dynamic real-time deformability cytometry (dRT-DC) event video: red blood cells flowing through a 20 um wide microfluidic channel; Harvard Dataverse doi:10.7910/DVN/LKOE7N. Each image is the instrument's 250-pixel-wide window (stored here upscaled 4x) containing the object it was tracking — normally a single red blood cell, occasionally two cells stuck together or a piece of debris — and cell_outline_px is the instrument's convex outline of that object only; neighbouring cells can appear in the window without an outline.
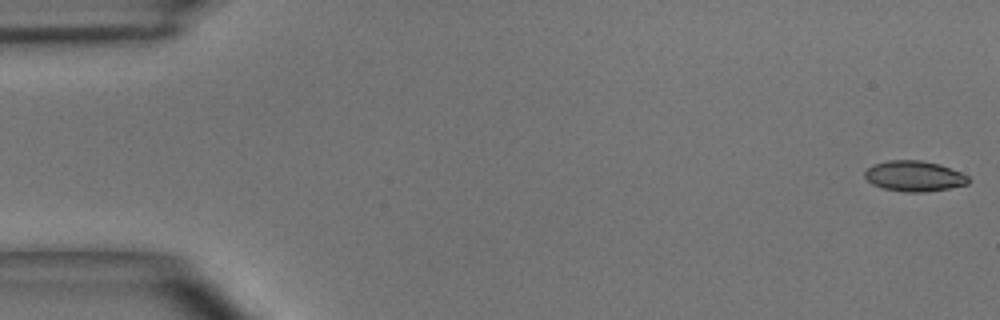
{"species": "common noctule bat (a hibernating species)", "species_latin": "Nyctalus noctula", "temperature_condition": "room temperature", "stored_images_in_passage": 49, "camera_frame_rate_fps": 3000, "um_per_image_px": 0.085, "animal": {"sex": "male", "body_mass_g": 15.6}, "frame": {"image": 1, "passage_image": 1, "time_ms": 0.0, "image_size_px": [1000, 320], "cell_outline_px": [[968, 184], [948, 188], [924, 192], [904, 192], [884, 188], [872, 184], [864, 176], [864, 172], [872, 164], [888, 160], [920, 160], [940, 164], [960, 172], [968, 176]], "centroid_in_image_um": [77.68, 14.96], "position_along_channel_um": 7.3, "area_um2": 18.38}}
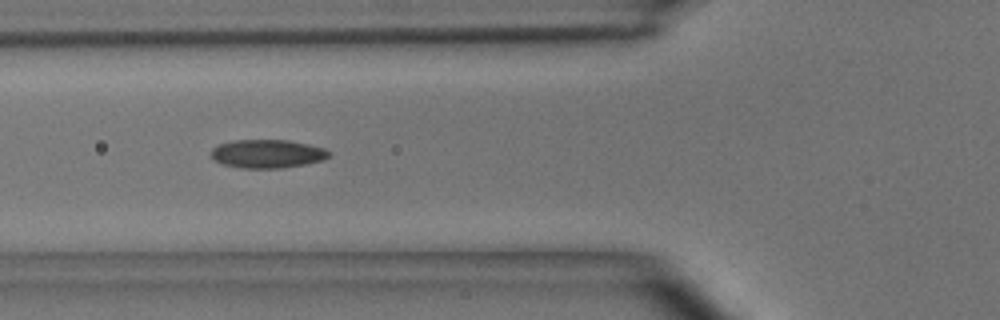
{"frame": {"image": 2, "passage_image": 18, "time_ms": 5.667, "image_size_px": [1000, 320], "cell_outline_px": [[332, 156], [320, 160], [304, 164], [280, 168], [244, 168], [224, 164], [208, 156], [212, 148], [220, 144], [232, 140], [288, 140], [308, 144], [324, 148], [332, 152]], "centroid_in_image_um": [22.72, 13.06], "position_along_channel_um": 103.1, "area_um2": 19.54}}
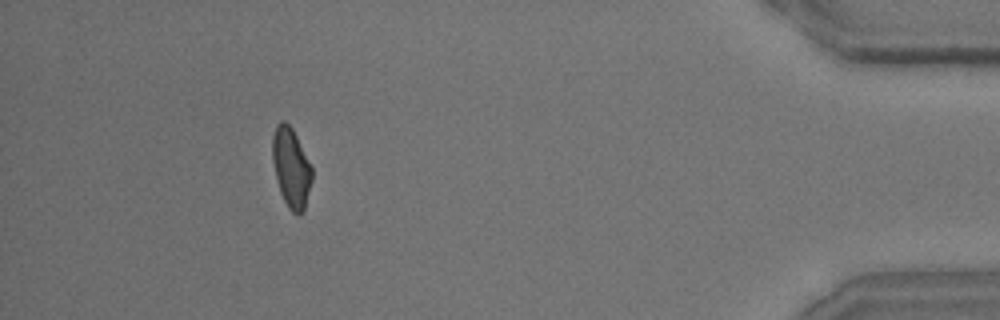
{"frame": {"image": 3, "passage_image": 45, "time_ms": 14.667, "image_size_px": [1000, 320], "cell_outline_px": [[312, 180], [304, 212], [296, 216], [288, 208], [280, 192], [276, 180], [272, 160], [272, 136], [276, 124], [280, 120], [284, 120], [292, 128], [312, 168]], "centroid_in_image_um": [24.73, 14.27], "position_along_channel_um": 410.5, "area_um2": 18.5}, "authors_computed_cell_mechanics": {"area_um2": 18.7272, "velocity_mm_per_s": 4.0615, "shape_relaxation_time_tau1_ms": 5.4588, "shape_relaxation_time_tau2_ms": 2.4081, "deformation_change_tau1": 0.1466, "deformation_change_tau2": 0.0838}}